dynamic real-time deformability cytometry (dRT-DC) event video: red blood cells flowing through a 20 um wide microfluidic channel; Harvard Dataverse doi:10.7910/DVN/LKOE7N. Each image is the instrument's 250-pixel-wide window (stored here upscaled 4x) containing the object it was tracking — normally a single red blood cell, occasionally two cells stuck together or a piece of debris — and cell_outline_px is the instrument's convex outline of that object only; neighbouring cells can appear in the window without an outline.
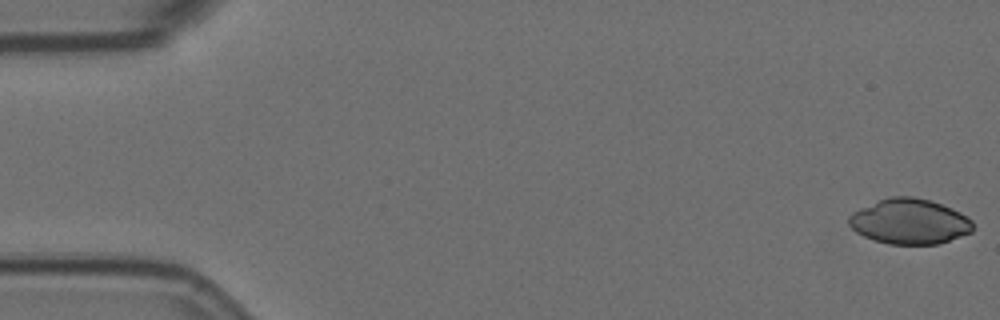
{"species": "Egyptian fruit bat (a non-hibernating species)", "species_latin": "Rousettus aegyptiacus", "temperature_condition": "room temperature", "stored_images_in_passage": 5, "camera_frame_rate_fps": 3000, "um_per_image_px": 0.085, "animal": {"sex": "female"}, "frame": {"image": 1, "passage_image": 1, "time_ms": 0.0, "image_size_px": [1000, 320], "cell_outline_px": [[972, 232], [940, 244], [888, 244], [864, 236], [856, 232], [848, 224], [848, 216], [852, 212], [860, 208], [888, 196], [912, 196], [928, 200], [952, 208], [960, 212], [972, 220]], "centroid_in_image_um": [77.3, 18.82], "position_along_channel_um": 7.7, "area_um2": 32.71}}